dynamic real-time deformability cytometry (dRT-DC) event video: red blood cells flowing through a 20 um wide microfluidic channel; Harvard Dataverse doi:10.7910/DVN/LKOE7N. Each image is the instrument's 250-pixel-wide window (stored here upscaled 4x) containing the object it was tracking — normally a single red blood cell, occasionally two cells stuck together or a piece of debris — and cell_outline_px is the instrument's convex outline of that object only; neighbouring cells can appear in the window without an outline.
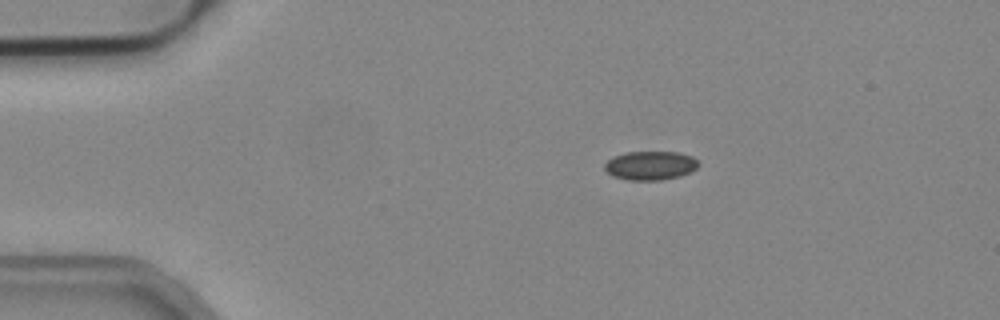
{"species": "common noctule bat (a hibernating species)", "species_latin": "Nyctalus noctula", "temperature_condition": "cold", "stored_images_in_passage": 43, "camera_frame_rate_fps": 3000, "um_per_image_px": 0.085, "animal": {"sex": "male", "body_mass_g": 19.2, "forearm_length_mm": 51.8}, "frame": {"image": 1, "passage_image": 1, "time_ms": 0.0, "image_size_px": [1000, 320], "cell_outline_px": [[700, 164], [692, 172], [680, 176], [660, 180], [628, 180], [612, 176], [604, 168], [604, 164], [608, 160], [624, 152], [676, 152], [692, 156]], "centroid_in_image_um": [55.29, 14.07], "position_along_channel_um": 29.7, "area_um2": 15.78}}
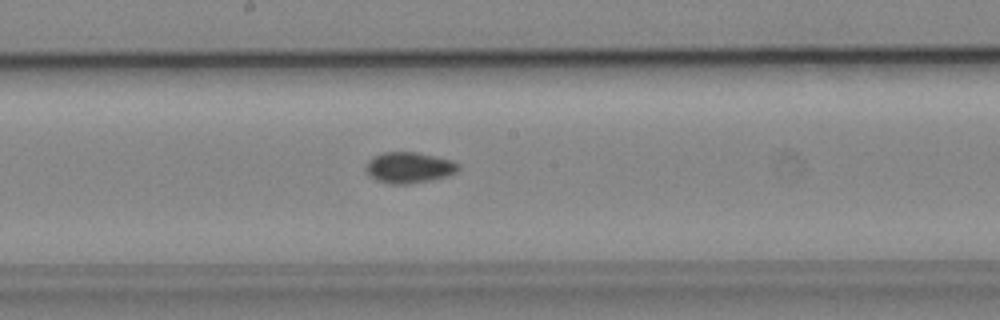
{"frame": {"image": 2, "passage_image": 19, "time_ms": 6.0, "image_size_px": [1000, 320], "cell_outline_px": [[460, 168], [456, 172], [444, 176], [428, 180], [408, 184], [392, 184], [376, 180], [368, 172], [368, 160], [380, 152], [416, 152], [452, 160], [460, 164]], "centroid_in_image_um": [34.79, 14.23], "position_along_channel_um": 213.4, "area_um2": 16.36}}
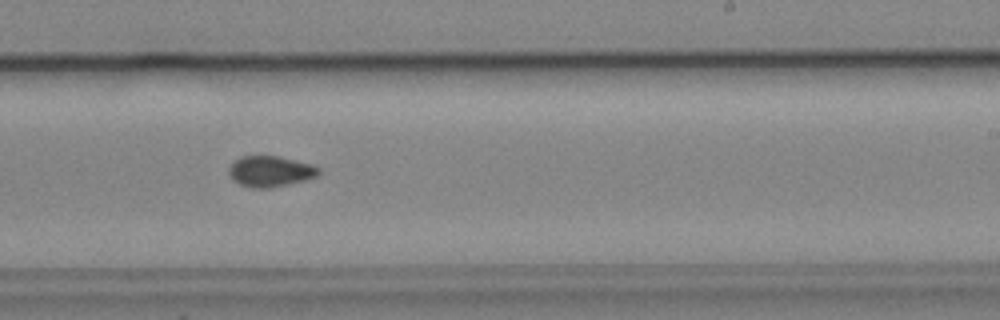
{"frame": {"image": 3, "passage_image": 23, "time_ms": 7.333, "image_size_px": [1000, 320], "cell_outline_px": [[320, 172], [316, 176], [304, 180], [288, 184], [268, 188], [252, 188], [240, 184], [232, 180], [228, 172], [228, 168], [240, 156], [276, 156], [312, 164], [320, 168]], "centroid_in_image_um": [22.95, 14.57], "position_along_channel_um": 266.0, "area_um2": 16.01}, "authors_computed_cell_mechanics": {"area_um2": 15.8372, "velocity_mm_per_s": 3.9663, "shape_relaxation_time_tau1_ms": null, "shape_relaxation_time_tau2_ms": 9.534, "deformation_change_tau1": null, "deformation_change_tau2": 0.1098}}